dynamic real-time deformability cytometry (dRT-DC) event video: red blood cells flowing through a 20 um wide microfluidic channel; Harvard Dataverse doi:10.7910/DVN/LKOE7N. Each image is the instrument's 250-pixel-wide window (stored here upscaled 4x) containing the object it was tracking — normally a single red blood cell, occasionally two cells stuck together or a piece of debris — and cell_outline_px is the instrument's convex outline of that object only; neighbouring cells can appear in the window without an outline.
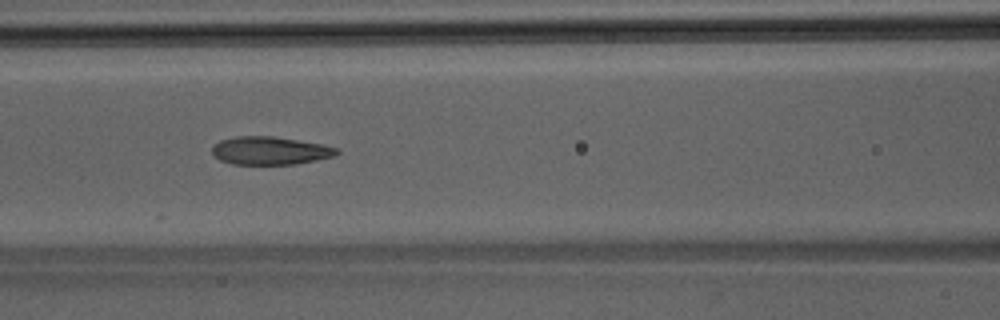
{"species": "Egyptian fruit bat (a non-hibernating species)", "species_latin": "Rousettus aegyptiacus", "temperature_condition": "room temperature", "stored_images_in_passage": 27, "camera_frame_rate_fps": 3000, "um_per_image_px": 0.085, "animal": {"sex": "male"}, "frame": {"image": 1, "passage_image": 19, "time_ms": 6.0, "image_size_px": [1000, 320], "cell_outline_px": [[340, 152], [332, 156], [316, 160], [296, 164], [232, 164], [220, 160], [212, 152], [212, 148], [220, 140], [236, 136], [272, 136], [324, 144], [336, 148]], "centroid_in_image_um": [22.96, 12.8], "position_along_channel_um": 143.6, "area_um2": 20.23}}
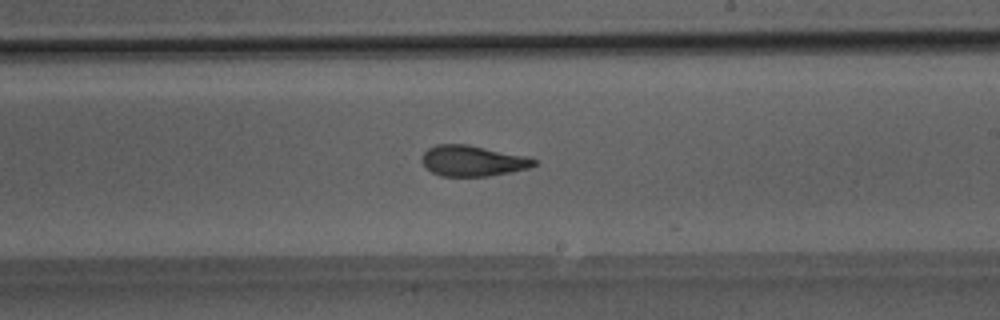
{"frame": {"image": 2, "passage_image": 26, "time_ms": 8.333, "image_size_px": [1000, 320], "cell_outline_px": [[540, 160], [536, 164], [528, 168], [512, 172], [488, 176], [440, 176], [432, 172], [420, 160], [420, 156], [428, 148], [436, 144], [468, 144], [528, 156]], "centroid_in_image_um": [40.2, 13.66], "position_along_channel_um": 248.8, "area_um2": 20.35}}